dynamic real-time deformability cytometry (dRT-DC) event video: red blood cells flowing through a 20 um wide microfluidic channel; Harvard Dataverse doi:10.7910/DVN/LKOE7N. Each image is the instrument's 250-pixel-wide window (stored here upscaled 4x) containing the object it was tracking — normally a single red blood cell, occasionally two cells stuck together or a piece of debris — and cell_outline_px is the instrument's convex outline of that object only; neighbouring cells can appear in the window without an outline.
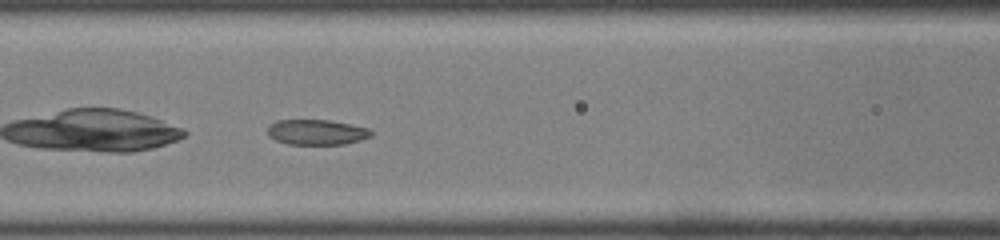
{"species": "common noctule bat (a hibernating species)", "species_latin": "Nyctalus noctula", "temperature_condition": "room temperature", "stored_images_in_passage": 36, "camera_frame_rate_fps": 3000, "um_per_image_px": 0.085, "animal": {"sex": "male", "body_mass_g": 19.0, "forearm_length_mm": 50.8}, "frame": {"image": 1, "passage_image": 11, "time_ms": 3.333, "image_size_px": [1000, 240], "cell_outline_px": [[372, 136], [360, 140], [344, 144], [288, 144], [276, 140], [268, 136], [268, 128], [276, 120], [328, 120], [368, 128], [372, 132]], "centroid_in_image_um": [26.91, 11.24], "position_along_channel_um": 139.7, "area_um2": 15.09}}
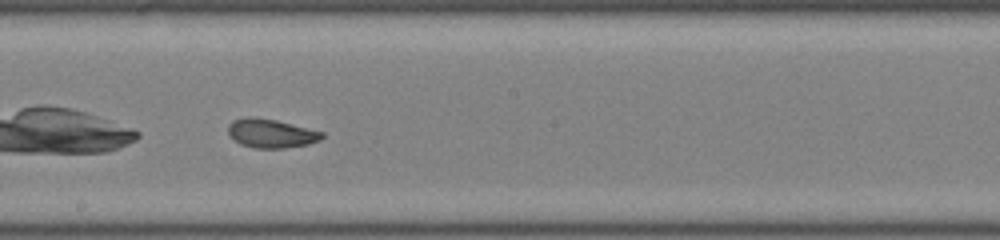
{"frame": {"image": 2, "passage_image": 17, "time_ms": 5.333, "image_size_px": [1000, 240], "cell_outline_px": [[324, 136], [320, 140], [308, 144], [284, 148], [256, 148], [240, 144], [228, 132], [228, 124], [232, 120], [248, 116], [276, 120], [324, 132]], "centroid_in_image_um": [23.05, 11.33], "position_along_channel_um": 225.2, "area_um2": 15.66}}
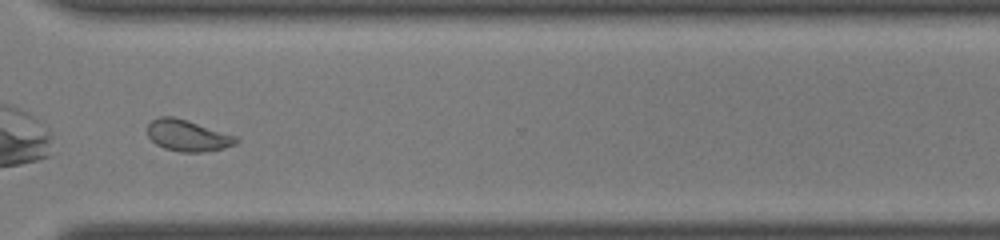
{"frame": {"image": 3, "passage_image": 26, "time_ms": 8.333, "image_size_px": [1000, 240], "cell_outline_px": [[240, 140], [236, 144], [224, 148], [204, 152], [180, 152], [164, 148], [156, 144], [148, 136], [148, 124], [152, 120], [160, 116], [172, 116], [188, 120], [236, 136]], "centroid_in_image_um": [15.96, 11.52], "position_along_channel_um": 354.6, "area_um2": 16.24}, "authors_computed_cell_mechanics": {"area_um2": 16.2418, "velocity_mm_per_s": 4.2875, "shape_relaxation_time_tau1_ms": 8.078, "shape_relaxation_time_tau2_ms": 2.2264, "deformation_change_tau1": 0.2146, "deformation_change_tau2": 0.0792}}